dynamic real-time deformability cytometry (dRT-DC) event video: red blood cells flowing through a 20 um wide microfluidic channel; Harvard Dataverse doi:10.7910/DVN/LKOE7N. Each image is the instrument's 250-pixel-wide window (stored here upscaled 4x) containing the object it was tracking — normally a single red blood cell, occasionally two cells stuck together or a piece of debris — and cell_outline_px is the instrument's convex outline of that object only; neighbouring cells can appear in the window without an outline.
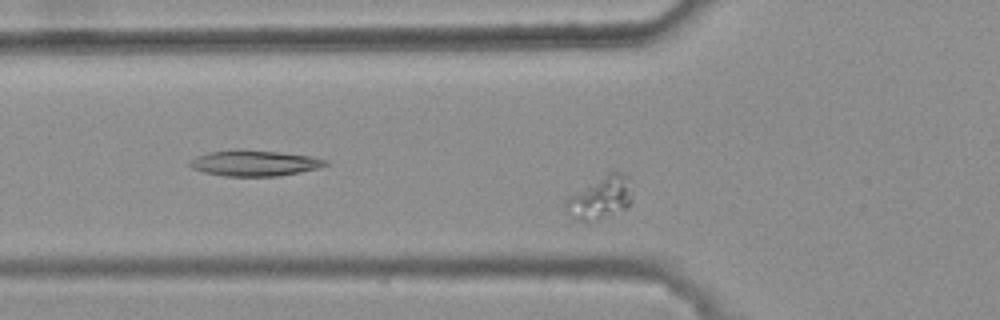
{"species": "common noctule bat (a hibernating species)", "species_latin": "Nyctalus noctula", "temperature_condition": "warm", "stored_images_in_passage": 31, "camera_frame_rate_fps": 3000, "um_per_image_px": 0.085, "animal": {"sex": "female", "body_mass_g": 25.1}, "frame": {"image": 1, "passage_image": 4, "time_ms": 1.0, "image_size_px": [1000, 320], "cell_outline_px": [[632, 192], [628, 208], [588, 220], [576, 220], [568, 216], [564, 208], [564, 204], [572, 196], [612, 172], [620, 172], [628, 176]], "centroid_in_image_um": [51.06, 16.83], "position_along_channel_um": 74.7, "area_um2": 15.37}}
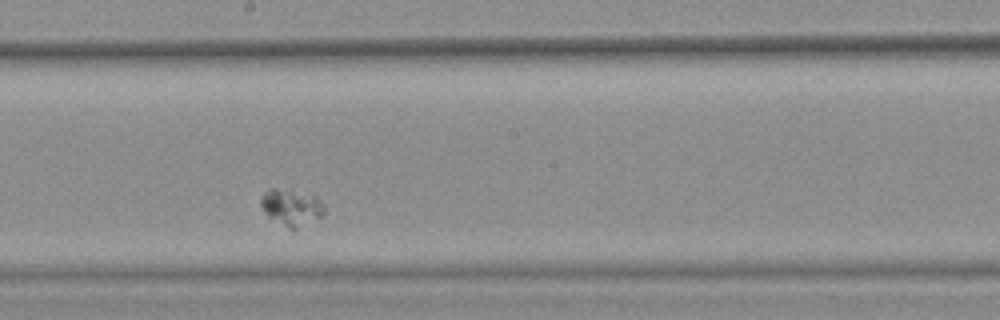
{"frame": {"image": 2, "passage_image": 17, "time_ms": 5.333, "image_size_px": [1000, 320], "cell_outline_px": [[324, 216], [292, 232], [268, 216], [260, 204], [260, 196], [268, 188], [292, 188], [316, 196], [324, 204]], "centroid_in_image_um": [24.79, 17.62], "position_along_channel_um": 223.4, "area_um2": 14.22}}
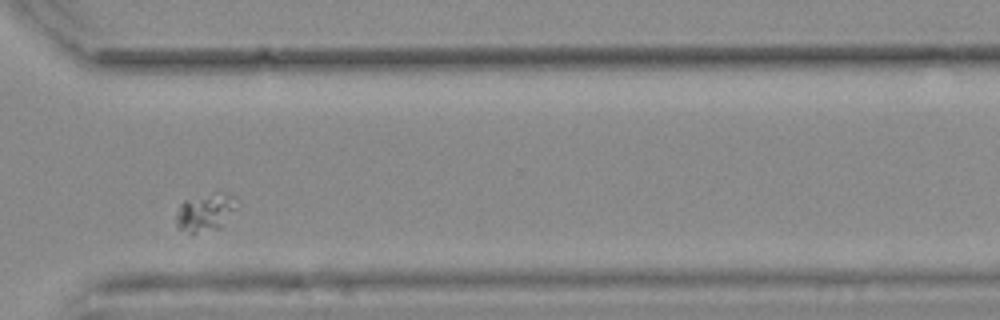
{"frame": {"image": 3, "passage_image": 28, "time_ms": 9.0, "image_size_px": [1000, 320], "cell_outline_px": [[240, 204], [220, 228], [192, 236], [180, 228], [176, 224], [176, 216], [180, 204], [184, 200], [224, 192], [232, 196]], "centroid_in_image_um": [17.46, 18.1], "position_along_channel_um": 353.1, "area_um2": 13.47}}